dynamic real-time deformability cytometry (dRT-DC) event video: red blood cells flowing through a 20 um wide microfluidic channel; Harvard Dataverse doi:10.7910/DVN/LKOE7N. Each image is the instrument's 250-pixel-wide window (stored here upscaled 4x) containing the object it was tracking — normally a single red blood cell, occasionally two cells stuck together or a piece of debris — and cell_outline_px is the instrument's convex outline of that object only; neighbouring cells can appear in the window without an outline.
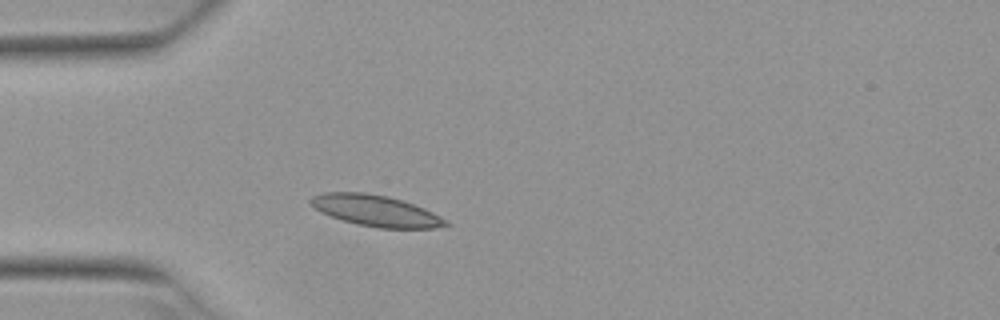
{"species": "Egyptian fruit bat (a non-hibernating species)", "species_latin": "Rousettus aegyptiacus", "temperature_condition": "warm", "stored_images_in_passage": 3, "camera_frame_rate_fps": 3000, "um_per_image_px": 0.085, "animal": {"sex": "female"}, "frame": {"image": 1, "passage_image": 3, "time_ms": 0.667, "image_size_px": [1000, 320], "cell_outline_px": [[452, 224], [436, 228], [380, 228], [356, 224], [320, 212], [308, 204], [308, 200], [312, 196], [324, 192], [364, 192], [388, 196], [404, 200], [424, 208], [448, 220]], "centroid_in_image_um": [31.94, 17.9], "position_along_channel_um": 53.1, "area_um2": 24.74}}